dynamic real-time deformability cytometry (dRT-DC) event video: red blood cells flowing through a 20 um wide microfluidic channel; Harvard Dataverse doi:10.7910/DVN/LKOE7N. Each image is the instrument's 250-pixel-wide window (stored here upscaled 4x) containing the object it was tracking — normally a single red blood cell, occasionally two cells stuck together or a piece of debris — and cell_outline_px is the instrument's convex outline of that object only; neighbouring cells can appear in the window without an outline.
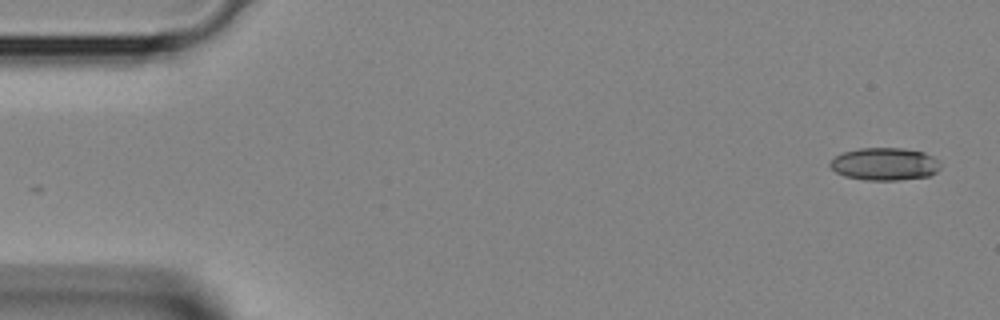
{"species": "Egyptian fruit bat (a non-hibernating species)", "species_latin": "Rousettus aegyptiacus", "temperature_condition": "room temperature", "stored_images_in_passage": 3, "camera_frame_rate_fps": 3000, "um_per_image_px": 0.085, "animal": {"sex": "female"}, "frame": {"image": 1, "passage_image": 1, "time_ms": 0.0, "image_size_px": [1000, 320], "cell_outline_px": [[940, 168], [936, 172], [928, 176], [900, 180], [864, 180], [844, 176], [836, 172], [828, 164], [836, 156], [844, 152], [860, 148], [904, 148], [924, 152], [940, 160]], "centroid_in_image_um": [75.22, 13.94], "position_along_channel_um": 9.8, "area_um2": 21.04}}
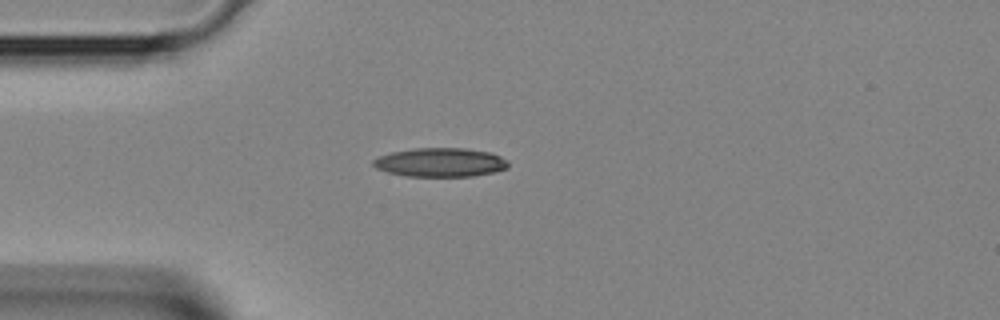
{"frame": {"image": 2, "passage_image": 3, "time_ms": 0.667, "image_size_px": [1000, 320], "cell_outline_px": [[508, 168], [492, 172], [472, 176], [408, 176], [388, 172], [376, 168], [372, 164], [372, 160], [380, 156], [392, 152], [412, 148], [464, 148], [492, 152], [508, 160]], "centroid_in_image_um": [37.44, 13.79], "position_along_channel_um": 47.6, "area_um2": 22.72}}